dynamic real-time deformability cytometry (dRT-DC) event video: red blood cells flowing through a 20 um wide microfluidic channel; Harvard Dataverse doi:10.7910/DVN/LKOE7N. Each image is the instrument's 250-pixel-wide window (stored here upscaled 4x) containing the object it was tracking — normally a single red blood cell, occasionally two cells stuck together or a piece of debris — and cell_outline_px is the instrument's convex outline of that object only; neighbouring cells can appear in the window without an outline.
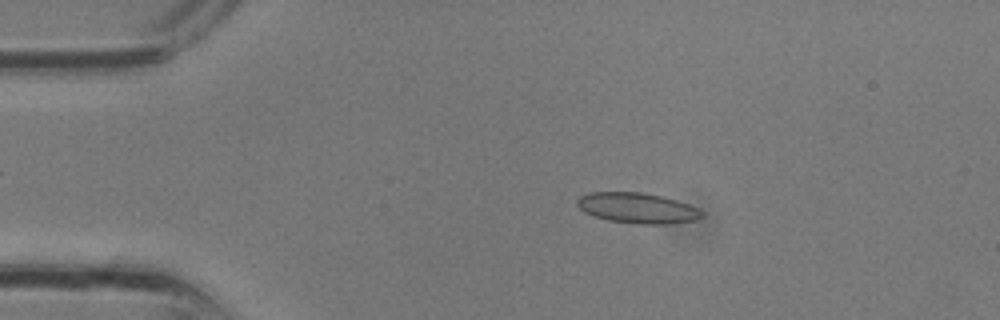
{"species": "common noctule bat (a hibernating species)", "species_latin": "Nyctalus noctula", "temperature_condition": "room temperature", "stored_images_in_passage": 31, "camera_frame_rate_fps": 3000, "um_per_image_px": 0.085, "animal": {"sex": "male", "body_mass_g": 13.3}, "frame": {"image": 1, "passage_image": 5, "time_ms": 1.333, "image_size_px": [1000, 320], "cell_outline_px": [[704, 216], [696, 220], [668, 224], [636, 224], [608, 220], [584, 212], [576, 204], [576, 200], [580, 196], [588, 192], [644, 192], [676, 200], [688, 204], [704, 212]], "centroid_in_image_um": [54.18, 17.68], "position_along_channel_um": 30.8, "area_um2": 22.2}}
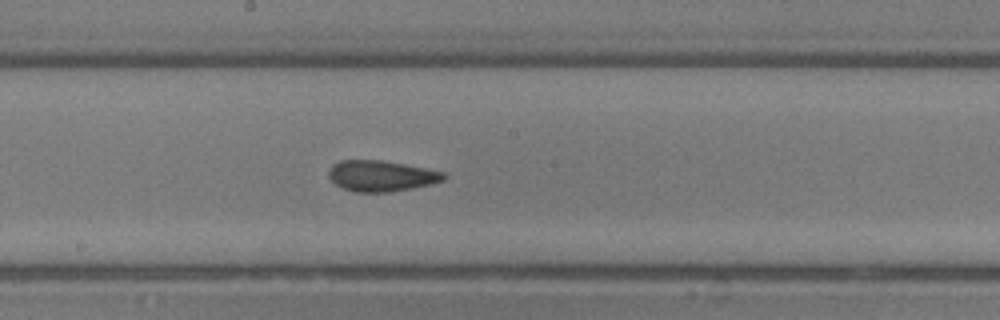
{"frame": {"image": 2, "passage_image": 16, "time_ms": 5.0, "image_size_px": [1000, 320], "cell_outline_px": [[448, 176], [444, 180], [432, 184], [392, 192], [356, 192], [344, 188], [336, 184], [328, 176], [328, 172], [332, 164], [340, 160], [380, 160], [404, 164], [444, 172]], "centroid_in_image_um": [32.42, 14.95], "position_along_channel_um": 215.8, "area_um2": 20.69}}
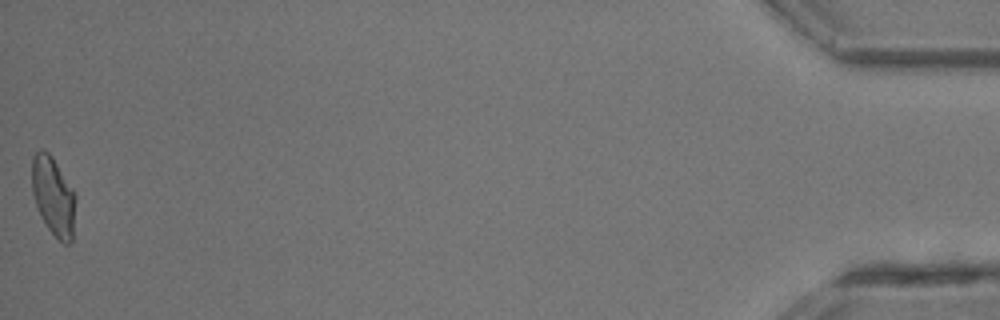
{"frame": {"image": 3, "passage_image": 31, "time_ms": 10.0, "image_size_px": [1000, 320], "cell_outline_px": [[76, 196], [72, 244], [64, 244], [48, 228], [40, 216], [32, 192], [32, 156], [40, 148], [44, 148], [52, 156], [72, 188]], "centroid_in_image_um": [4.53, 16.66], "position_along_channel_um": 430.7, "area_um2": 20.11}}